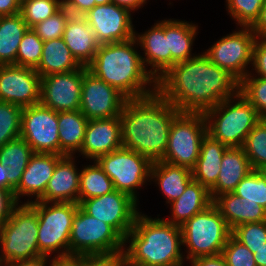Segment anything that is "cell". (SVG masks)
Returning <instances> with one entry per match:
<instances>
[{"label":"cell","instance_id":"cell-58","mask_svg":"<svg viewBox=\"0 0 266 266\" xmlns=\"http://www.w3.org/2000/svg\"><path fill=\"white\" fill-rule=\"evenodd\" d=\"M260 172V174L264 177V179L266 180V167L261 168L258 170Z\"/></svg>","mask_w":266,"mask_h":266},{"label":"cell","instance_id":"cell-26","mask_svg":"<svg viewBox=\"0 0 266 266\" xmlns=\"http://www.w3.org/2000/svg\"><path fill=\"white\" fill-rule=\"evenodd\" d=\"M213 200L210 191L199 182L192 180L183 194L172 201L170 205L171 218H164L167 222L181 226L194 215L207 209Z\"/></svg>","mask_w":266,"mask_h":266},{"label":"cell","instance_id":"cell-7","mask_svg":"<svg viewBox=\"0 0 266 266\" xmlns=\"http://www.w3.org/2000/svg\"><path fill=\"white\" fill-rule=\"evenodd\" d=\"M37 238L36 210L29 203H19L0 227V265L43 256Z\"/></svg>","mask_w":266,"mask_h":266},{"label":"cell","instance_id":"cell-44","mask_svg":"<svg viewBox=\"0 0 266 266\" xmlns=\"http://www.w3.org/2000/svg\"><path fill=\"white\" fill-rule=\"evenodd\" d=\"M221 255L227 266H256L252 251L232 235L227 240Z\"/></svg>","mask_w":266,"mask_h":266},{"label":"cell","instance_id":"cell-52","mask_svg":"<svg viewBox=\"0 0 266 266\" xmlns=\"http://www.w3.org/2000/svg\"><path fill=\"white\" fill-rule=\"evenodd\" d=\"M20 5L18 0H0V17L20 13Z\"/></svg>","mask_w":266,"mask_h":266},{"label":"cell","instance_id":"cell-50","mask_svg":"<svg viewBox=\"0 0 266 266\" xmlns=\"http://www.w3.org/2000/svg\"><path fill=\"white\" fill-rule=\"evenodd\" d=\"M190 266H227L224 257L219 254L215 256H200L188 261Z\"/></svg>","mask_w":266,"mask_h":266},{"label":"cell","instance_id":"cell-2","mask_svg":"<svg viewBox=\"0 0 266 266\" xmlns=\"http://www.w3.org/2000/svg\"><path fill=\"white\" fill-rule=\"evenodd\" d=\"M180 113L158 91L142 98L127 99L120 115L122 146L152 162L161 160L171 124Z\"/></svg>","mask_w":266,"mask_h":266},{"label":"cell","instance_id":"cell-42","mask_svg":"<svg viewBox=\"0 0 266 266\" xmlns=\"http://www.w3.org/2000/svg\"><path fill=\"white\" fill-rule=\"evenodd\" d=\"M231 235L254 254L266 243V220L240 224L232 229Z\"/></svg>","mask_w":266,"mask_h":266},{"label":"cell","instance_id":"cell-9","mask_svg":"<svg viewBox=\"0 0 266 266\" xmlns=\"http://www.w3.org/2000/svg\"><path fill=\"white\" fill-rule=\"evenodd\" d=\"M121 250H124V239L110 225L90 216L79 206L72 221L69 258Z\"/></svg>","mask_w":266,"mask_h":266},{"label":"cell","instance_id":"cell-51","mask_svg":"<svg viewBox=\"0 0 266 266\" xmlns=\"http://www.w3.org/2000/svg\"><path fill=\"white\" fill-rule=\"evenodd\" d=\"M251 29L256 35V38L266 39V2L260 11L259 18Z\"/></svg>","mask_w":266,"mask_h":266},{"label":"cell","instance_id":"cell-27","mask_svg":"<svg viewBox=\"0 0 266 266\" xmlns=\"http://www.w3.org/2000/svg\"><path fill=\"white\" fill-rule=\"evenodd\" d=\"M213 204L218 208L230 229L240 224L266 220V209L256 202H242L233 192L218 195Z\"/></svg>","mask_w":266,"mask_h":266},{"label":"cell","instance_id":"cell-14","mask_svg":"<svg viewBox=\"0 0 266 266\" xmlns=\"http://www.w3.org/2000/svg\"><path fill=\"white\" fill-rule=\"evenodd\" d=\"M34 153L59 155L58 112L43 105L24 107L21 134Z\"/></svg>","mask_w":266,"mask_h":266},{"label":"cell","instance_id":"cell-30","mask_svg":"<svg viewBox=\"0 0 266 266\" xmlns=\"http://www.w3.org/2000/svg\"><path fill=\"white\" fill-rule=\"evenodd\" d=\"M87 124L80 110L58 112L59 155L75 156L81 150Z\"/></svg>","mask_w":266,"mask_h":266},{"label":"cell","instance_id":"cell-10","mask_svg":"<svg viewBox=\"0 0 266 266\" xmlns=\"http://www.w3.org/2000/svg\"><path fill=\"white\" fill-rule=\"evenodd\" d=\"M206 134L204 113L181 112L171 124L167 148L161 161L192 170L196 166L201 142Z\"/></svg>","mask_w":266,"mask_h":266},{"label":"cell","instance_id":"cell-1","mask_svg":"<svg viewBox=\"0 0 266 266\" xmlns=\"http://www.w3.org/2000/svg\"><path fill=\"white\" fill-rule=\"evenodd\" d=\"M157 91L183 113H205L239 92V82L204 52L176 63L157 80Z\"/></svg>","mask_w":266,"mask_h":266},{"label":"cell","instance_id":"cell-35","mask_svg":"<svg viewBox=\"0 0 266 266\" xmlns=\"http://www.w3.org/2000/svg\"><path fill=\"white\" fill-rule=\"evenodd\" d=\"M242 149L253 170L266 167V119H261L248 133Z\"/></svg>","mask_w":266,"mask_h":266},{"label":"cell","instance_id":"cell-28","mask_svg":"<svg viewBox=\"0 0 266 266\" xmlns=\"http://www.w3.org/2000/svg\"><path fill=\"white\" fill-rule=\"evenodd\" d=\"M227 148V145L206 134L201 142L196 166L192 169L193 180L210 190L218 180L221 161Z\"/></svg>","mask_w":266,"mask_h":266},{"label":"cell","instance_id":"cell-6","mask_svg":"<svg viewBox=\"0 0 266 266\" xmlns=\"http://www.w3.org/2000/svg\"><path fill=\"white\" fill-rule=\"evenodd\" d=\"M38 215V247L43 256L56 260L69 259V238L78 203L41 202L29 203ZM56 253V254H55Z\"/></svg>","mask_w":266,"mask_h":266},{"label":"cell","instance_id":"cell-3","mask_svg":"<svg viewBox=\"0 0 266 266\" xmlns=\"http://www.w3.org/2000/svg\"><path fill=\"white\" fill-rule=\"evenodd\" d=\"M138 46L135 37L101 44L87 68L127 99L151 95L157 91V81L146 70Z\"/></svg>","mask_w":266,"mask_h":266},{"label":"cell","instance_id":"cell-53","mask_svg":"<svg viewBox=\"0 0 266 266\" xmlns=\"http://www.w3.org/2000/svg\"><path fill=\"white\" fill-rule=\"evenodd\" d=\"M147 2L148 0H112V3L129 10L131 13L143 8Z\"/></svg>","mask_w":266,"mask_h":266},{"label":"cell","instance_id":"cell-55","mask_svg":"<svg viewBox=\"0 0 266 266\" xmlns=\"http://www.w3.org/2000/svg\"><path fill=\"white\" fill-rule=\"evenodd\" d=\"M54 266H83L77 258L56 260Z\"/></svg>","mask_w":266,"mask_h":266},{"label":"cell","instance_id":"cell-40","mask_svg":"<svg viewBox=\"0 0 266 266\" xmlns=\"http://www.w3.org/2000/svg\"><path fill=\"white\" fill-rule=\"evenodd\" d=\"M242 202H256L266 209V180L258 170H252L233 191Z\"/></svg>","mask_w":266,"mask_h":266},{"label":"cell","instance_id":"cell-19","mask_svg":"<svg viewBox=\"0 0 266 266\" xmlns=\"http://www.w3.org/2000/svg\"><path fill=\"white\" fill-rule=\"evenodd\" d=\"M134 37L139 49L143 50L144 55L141 57L146 70L157 81L171 68V52L168 51V19L156 21L143 33L135 31Z\"/></svg>","mask_w":266,"mask_h":266},{"label":"cell","instance_id":"cell-41","mask_svg":"<svg viewBox=\"0 0 266 266\" xmlns=\"http://www.w3.org/2000/svg\"><path fill=\"white\" fill-rule=\"evenodd\" d=\"M43 45L36 32L28 28L19 43L15 65L35 69L41 60Z\"/></svg>","mask_w":266,"mask_h":266},{"label":"cell","instance_id":"cell-18","mask_svg":"<svg viewBox=\"0 0 266 266\" xmlns=\"http://www.w3.org/2000/svg\"><path fill=\"white\" fill-rule=\"evenodd\" d=\"M41 76L30 67L0 65V101L21 107L40 103Z\"/></svg>","mask_w":266,"mask_h":266},{"label":"cell","instance_id":"cell-39","mask_svg":"<svg viewBox=\"0 0 266 266\" xmlns=\"http://www.w3.org/2000/svg\"><path fill=\"white\" fill-rule=\"evenodd\" d=\"M226 10L239 27H252L266 0H225Z\"/></svg>","mask_w":266,"mask_h":266},{"label":"cell","instance_id":"cell-17","mask_svg":"<svg viewBox=\"0 0 266 266\" xmlns=\"http://www.w3.org/2000/svg\"><path fill=\"white\" fill-rule=\"evenodd\" d=\"M131 12L114 3L95 5L83 17L93 29L98 43L127 41L135 36Z\"/></svg>","mask_w":266,"mask_h":266},{"label":"cell","instance_id":"cell-24","mask_svg":"<svg viewBox=\"0 0 266 266\" xmlns=\"http://www.w3.org/2000/svg\"><path fill=\"white\" fill-rule=\"evenodd\" d=\"M252 170L242 147H228L223 154L218 180L209 190L212 200L220 194L233 192Z\"/></svg>","mask_w":266,"mask_h":266},{"label":"cell","instance_id":"cell-13","mask_svg":"<svg viewBox=\"0 0 266 266\" xmlns=\"http://www.w3.org/2000/svg\"><path fill=\"white\" fill-rule=\"evenodd\" d=\"M138 205L130 195L118 190L79 204L87 214L110 225L124 240L140 212Z\"/></svg>","mask_w":266,"mask_h":266},{"label":"cell","instance_id":"cell-5","mask_svg":"<svg viewBox=\"0 0 266 266\" xmlns=\"http://www.w3.org/2000/svg\"><path fill=\"white\" fill-rule=\"evenodd\" d=\"M204 115L207 134L228 147H242L248 133L261 120L256 109L239 92Z\"/></svg>","mask_w":266,"mask_h":266},{"label":"cell","instance_id":"cell-8","mask_svg":"<svg viewBox=\"0 0 266 266\" xmlns=\"http://www.w3.org/2000/svg\"><path fill=\"white\" fill-rule=\"evenodd\" d=\"M181 230L186 262L200 256L221 254L232 233L214 204L187 220Z\"/></svg>","mask_w":266,"mask_h":266},{"label":"cell","instance_id":"cell-54","mask_svg":"<svg viewBox=\"0 0 266 266\" xmlns=\"http://www.w3.org/2000/svg\"><path fill=\"white\" fill-rule=\"evenodd\" d=\"M256 266H266V243L261 248L254 250Z\"/></svg>","mask_w":266,"mask_h":266},{"label":"cell","instance_id":"cell-22","mask_svg":"<svg viewBox=\"0 0 266 266\" xmlns=\"http://www.w3.org/2000/svg\"><path fill=\"white\" fill-rule=\"evenodd\" d=\"M75 158L63 156L56 164L41 202H71L79 204L80 170Z\"/></svg>","mask_w":266,"mask_h":266},{"label":"cell","instance_id":"cell-23","mask_svg":"<svg viewBox=\"0 0 266 266\" xmlns=\"http://www.w3.org/2000/svg\"><path fill=\"white\" fill-rule=\"evenodd\" d=\"M62 38L71 54L86 67L93 61L100 45L83 16H69Z\"/></svg>","mask_w":266,"mask_h":266},{"label":"cell","instance_id":"cell-45","mask_svg":"<svg viewBox=\"0 0 266 266\" xmlns=\"http://www.w3.org/2000/svg\"><path fill=\"white\" fill-rule=\"evenodd\" d=\"M77 259L83 266H128L125 250L111 254L85 255Z\"/></svg>","mask_w":266,"mask_h":266},{"label":"cell","instance_id":"cell-33","mask_svg":"<svg viewBox=\"0 0 266 266\" xmlns=\"http://www.w3.org/2000/svg\"><path fill=\"white\" fill-rule=\"evenodd\" d=\"M28 28L20 13L0 17V65H15L19 43Z\"/></svg>","mask_w":266,"mask_h":266},{"label":"cell","instance_id":"cell-29","mask_svg":"<svg viewBox=\"0 0 266 266\" xmlns=\"http://www.w3.org/2000/svg\"><path fill=\"white\" fill-rule=\"evenodd\" d=\"M63 38L44 41L41 60L35 70L41 77L80 69Z\"/></svg>","mask_w":266,"mask_h":266},{"label":"cell","instance_id":"cell-43","mask_svg":"<svg viewBox=\"0 0 266 266\" xmlns=\"http://www.w3.org/2000/svg\"><path fill=\"white\" fill-rule=\"evenodd\" d=\"M71 13L63 6L58 12L32 27L41 40L47 41L63 37Z\"/></svg>","mask_w":266,"mask_h":266},{"label":"cell","instance_id":"cell-48","mask_svg":"<svg viewBox=\"0 0 266 266\" xmlns=\"http://www.w3.org/2000/svg\"><path fill=\"white\" fill-rule=\"evenodd\" d=\"M63 6L75 16H83L95 6V0H63Z\"/></svg>","mask_w":266,"mask_h":266},{"label":"cell","instance_id":"cell-46","mask_svg":"<svg viewBox=\"0 0 266 266\" xmlns=\"http://www.w3.org/2000/svg\"><path fill=\"white\" fill-rule=\"evenodd\" d=\"M251 66L252 69L248 74L266 78V39L256 38L253 45Z\"/></svg>","mask_w":266,"mask_h":266},{"label":"cell","instance_id":"cell-21","mask_svg":"<svg viewBox=\"0 0 266 266\" xmlns=\"http://www.w3.org/2000/svg\"><path fill=\"white\" fill-rule=\"evenodd\" d=\"M62 157L63 155L52 153H34L22 174L18 187L14 190L16 201L18 203L38 201L45 194L56 164ZM26 196L27 201L21 202L20 198H26Z\"/></svg>","mask_w":266,"mask_h":266},{"label":"cell","instance_id":"cell-15","mask_svg":"<svg viewBox=\"0 0 266 266\" xmlns=\"http://www.w3.org/2000/svg\"><path fill=\"white\" fill-rule=\"evenodd\" d=\"M127 98L84 66L80 111L88 119L120 117Z\"/></svg>","mask_w":266,"mask_h":266},{"label":"cell","instance_id":"cell-32","mask_svg":"<svg viewBox=\"0 0 266 266\" xmlns=\"http://www.w3.org/2000/svg\"><path fill=\"white\" fill-rule=\"evenodd\" d=\"M33 155V149L21 137L11 140L0 147V163L5 166L8 172V190L14 193Z\"/></svg>","mask_w":266,"mask_h":266},{"label":"cell","instance_id":"cell-31","mask_svg":"<svg viewBox=\"0 0 266 266\" xmlns=\"http://www.w3.org/2000/svg\"><path fill=\"white\" fill-rule=\"evenodd\" d=\"M198 29V24L193 22L168 19V51L171 52V67L198 55L192 54Z\"/></svg>","mask_w":266,"mask_h":266},{"label":"cell","instance_id":"cell-34","mask_svg":"<svg viewBox=\"0 0 266 266\" xmlns=\"http://www.w3.org/2000/svg\"><path fill=\"white\" fill-rule=\"evenodd\" d=\"M114 190L113 181L96 161L86 166L82 165L80 170L79 204L85 199L109 194Z\"/></svg>","mask_w":266,"mask_h":266},{"label":"cell","instance_id":"cell-20","mask_svg":"<svg viewBox=\"0 0 266 266\" xmlns=\"http://www.w3.org/2000/svg\"><path fill=\"white\" fill-rule=\"evenodd\" d=\"M122 147L120 117L88 120L84 141L77 155L96 161Z\"/></svg>","mask_w":266,"mask_h":266},{"label":"cell","instance_id":"cell-25","mask_svg":"<svg viewBox=\"0 0 266 266\" xmlns=\"http://www.w3.org/2000/svg\"><path fill=\"white\" fill-rule=\"evenodd\" d=\"M193 180L192 170L165 161L152 163L150 171V184L153 181L165 196L166 204L179 198L185 191L186 186Z\"/></svg>","mask_w":266,"mask_h":266},{"label":"cell","instance_id":"cell-47","mask_svg":"<svg viewBox=\"0 0 266 266\" xmlns=\"http://www.w3.org/2000/svg\"><path fill=\"white\" fill-rule=\"evenodd\" d=\"M18 204L12 191L0 189V227L9 219Z\"/></svg>","mask_w":266,"mask_h":266},{"label":"cell","instance_id":"cell-36","mask_svg":"<svg viewBox=\"0 0 266 266\" xmlns=\"http://www.w3.org/2000/svg\"><path fill=\"white\" fill-rule=\"evenodd\" d=\"M23 107L0 101V147L20 137Z\"/></svg>","mask_w":266,"mask_h":266},{"label":"cell","instance_id":"cell-11","mask_svg":"<svg viewBox=\"0 0 266 266\" xmlns=\"http://www.w3.org/2000/svg\"><path fill=\"white\" fill-rule=\"evenodd\" d=\"M96 162L113 181L115 190L130 195L139 203L138 190L150 183L153 162L148 157L122 146L100 156Z\"/></svg>","mask_w":266,"mask_h":266},{"label":"cell","instance_id":"cell-49","mask_svg":"<svg viewBox=\"0 0 266 266\" xmlns=\"http://www.w3.org/2000/svg\"><path fill=\"white\" fill-rule=\"evenodd\" d=\"M56 259L49 256H40L30 260L14 261L0 266H54Z\"/></svg>","mask_w":266,"mask_h":266},{"label":"cell","instance_id":"cell-56","mask_svg":"<svg viewBox=\"0 0 266 266\" xmlns=\"http://www.w3.org/2000/svg\"><path fill=\"white\" fill-rule=\"evenodd\" d=\"M8 172L5 166L0 163V189L8 190Z\"/></svg>","mask_w":266,"mask_h":266},{"label":"cell","instance_id":"cell-38","mask_svg":"<svg viewBox=\"0 0 266 266\" xmlns=\"http://www.w3.org/2000/svg\"><path fill=\"white\" fill-rule=\"evenodd\" d=\"M63 7V0H25L20 14L29 28L54 15Z\"/></svg>","mask_w":266,"mask_h":266},{"label":"cell","instance_id":"cell-57","mask_svg":"<svg viewBox=\"0 0 266 266\" xmlns=\"http://www.w3.org/2000/svg\"><path fill=\"white\" fill-rule=\"evenodd\" d=\"M112 3V0H95V5H105Z\"/></svg>","mask_w":266,"mask_h":266},{"label":"cell","instance_id":"cell-4","mask_svg":"<svg viewBox=\"0 0 266 266\" xmlns=\"http://www.w3.org/2000/svg\"><path fill=\"white\" fill-rule=\"evenodd\" d=\"M139 212L124 240L128 266H184L181 226Z\"/></svg>","mask_w":266,"mask_h":266},{"label":"cell","instance_id":"cell-12","mask_svg":"<svg viewBox=\"0 0 266 266\" xmlns=\"http://www.w3.org/2000/svg\"><path fill=\"white\" fill-rule=\"evenodd\" d=\"M255 40L256 35L251 27H237V30L222 36L204 50V53L213 64L227 71L240 82L250 71Z\"/></svg>","mask_w":266,"mask_h":266},{"label":"cell","instance_id":"cell-37","mask_svg":"<svg viewBox=\"0 0 266 266\" xmlns=\"http://www.w3.org/2000/svg\"><path fill=\"white\" fill-rule=\"evenodd\" d=\"M239 93L266 119V78L247 74L239 82Z\"/></svg>","mask_w":266,"mask_h":266},{"label":"cell","instance_id":"cell-16","mask_svg":"<svg viewBox=\"0 0 266 266\" xmlns=\"http://www.w3.org/2000/svg\"><path fill=\"white\" fill-rule=\"evenodd\" d=\"M84 66L41 77L40 104L56 112L80 109Z\"/></svg>","mask_w":266,"mask_h":266}]
</instances>
